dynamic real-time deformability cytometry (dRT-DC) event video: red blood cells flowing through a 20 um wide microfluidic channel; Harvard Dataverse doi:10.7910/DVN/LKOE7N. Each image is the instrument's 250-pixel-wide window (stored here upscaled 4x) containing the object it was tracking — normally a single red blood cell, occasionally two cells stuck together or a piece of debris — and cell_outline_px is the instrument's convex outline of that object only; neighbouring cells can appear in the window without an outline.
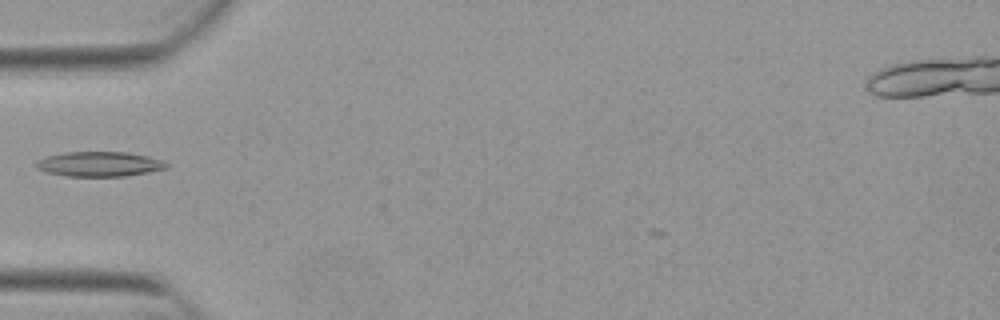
{"species": "Egyptian fruit bat (a non-hibernating species)", "species_latin": "Rousettus aegyptiacus", "temperature_condition": "warm", "stored_images_in_passage": 34, "camera_frame_rate_fps": 3000, "um_per_image_px": 0.085, "animal": {"sex": "female"}, "frame": {"image": 1, "passage_image": 1, "time_ms": 0.0, "image_size_px": [1000, 320], "cell_outline_px": [[168, 168], [148, 172], [124, 176], [68, 176], [44, 172], [36, 168], [36, 160], [44, 156], [64, 152], [128, 152], [148, 156], [160, 160], [168, 164]], "centroid_in_image_um": [8.39, 13.94], "position_along_channel_um": 76.6, "area_um2": 18.96}}
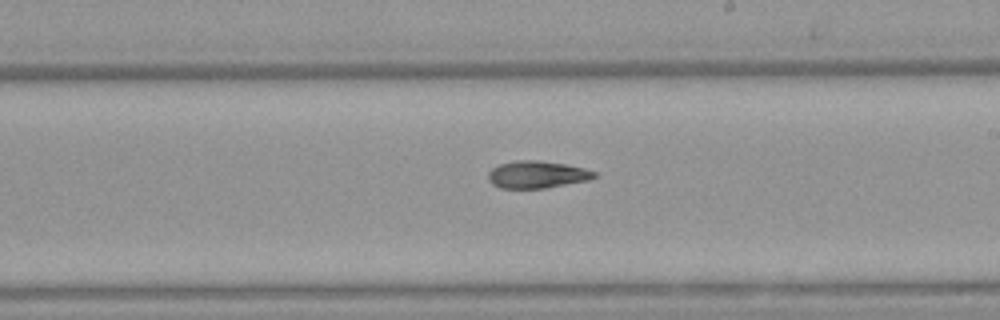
{"frame": {"image": 2, "passage_image": 14, "time_ms": 4.333, "image_size_px": [1000, 320], "cell_outline_px": [[596, 176], [588, 180], [544, 188], [500, 188], [492, 184], [488, 180], [488, 172], [492, 168], [500, 164], [516, 160], [540, 160], [564, 164], [584, 168], [596, 172]], "centroid_in_image_um": [45.61, 14.83], "position_along_channel_um": 243.4, "area_um2": 16.76}}
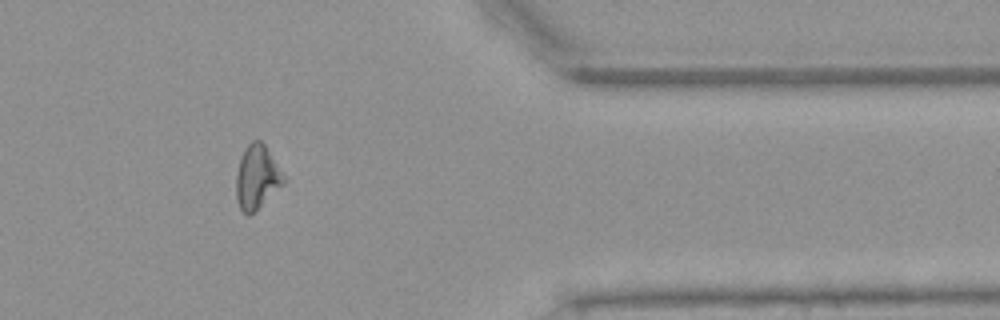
{"frame": {"image": 3, "passage_image": 27, "time_ms": 8.667, "image_size_px": [1000, 320], "cell_outline_px": [[284, 184], [248, 216], [240, 208], [236, 200], [236, 176], [240, 160], [244, 148], [252, 140], [260, 140], [264, 144], [284, 176]], "centroid_in_image_um": [21.81, 15.05], "position_along_channel_um": 389.6, "area_um2": 17.22}}